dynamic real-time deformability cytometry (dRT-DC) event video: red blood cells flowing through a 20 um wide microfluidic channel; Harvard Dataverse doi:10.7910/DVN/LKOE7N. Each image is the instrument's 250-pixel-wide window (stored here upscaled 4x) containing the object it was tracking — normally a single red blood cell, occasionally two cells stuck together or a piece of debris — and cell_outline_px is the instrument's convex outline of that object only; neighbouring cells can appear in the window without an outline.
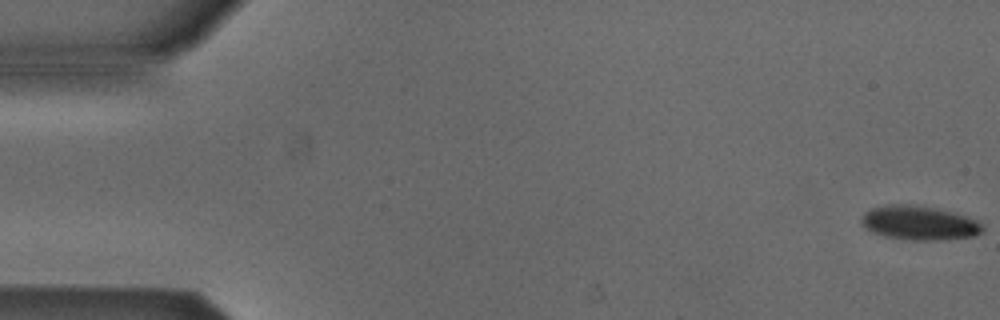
{"species": "Egyptian fruit bat (a non-hibernating species)", "species_latin": "Rousettus aegyptiacus", "temperature_condition": "cold", "stored_images_in_passage": 53, "camera_frame_rate_fps": 3000, "um_per_image_px": 0.085, "animal": {"sex": "male"}, "frame": {"image": 1, "passage_image": 1, "time_ms": 0.0, "image_size_px": [1000, 320], "cell_outline_px": [[984, 232], [972, 236], [940, 240], [908, 240], [884, 236], [872, 232], [864, 228], [860, 224], [860, 220], [864, 212], [872, 208], [892, 204], [908, 204], [936, 208], [956, 212], [968, 216], [984, 224]], "centroid_in_image_um": [78.14, 18.95], "position_along_channel_um": 6.9, "area_um2": 24.45}}
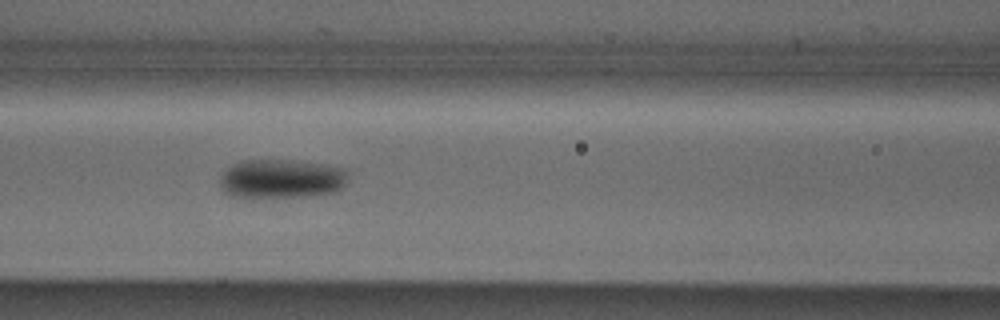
{"frame": {"image": 2, "passage_image": 23, "time_ms": 7.333, "image_size_px": [1000, 320], "cell_outline_px": [[348, 180], [336, 192], [304, 196], [228, 196], [220, 188], [220, 176], [232, 164], [240, 160], [288, 160], [320, 164], [348, 168]], "centroid_in_image_um": [23.93, 15.18], "position_along_channel_um": 142.7, "area_um2": 29.07}}
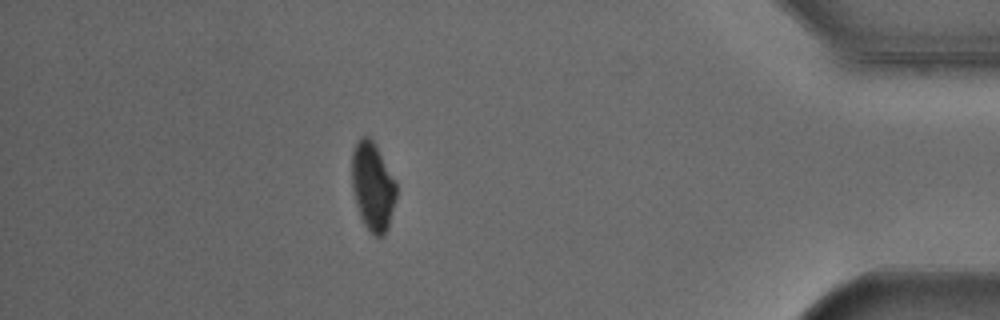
{"frame": {"image": 3, "passage_image": 47, "time_ms": 15.333, "image_size_px": [1000, 320], "cell_outline_px": [[396, 196], [388, 228], [384, 236], [372, 236], [368, 232], [360, 216], [356, 204], [352, 188], [352, 152], [356, 140], [364, 136], [368, 136], [372, 140], [396, 180]], "centroid_in_image_um": [31.67, 15.87], "position_along_channel_um": 403.5, "area_um2": 23.0}, "authors_computed_cell_mechanics": {"area_um2": 25.6632, "velocity_mm_per_s": 3.8602, "shape_relaxation_time_tau1_ms": 2.9432, "shape_relaxation_time_tau2_ms": null, "deformation_change_tau1": 0.0885, "deformation_change_tau2": null}}